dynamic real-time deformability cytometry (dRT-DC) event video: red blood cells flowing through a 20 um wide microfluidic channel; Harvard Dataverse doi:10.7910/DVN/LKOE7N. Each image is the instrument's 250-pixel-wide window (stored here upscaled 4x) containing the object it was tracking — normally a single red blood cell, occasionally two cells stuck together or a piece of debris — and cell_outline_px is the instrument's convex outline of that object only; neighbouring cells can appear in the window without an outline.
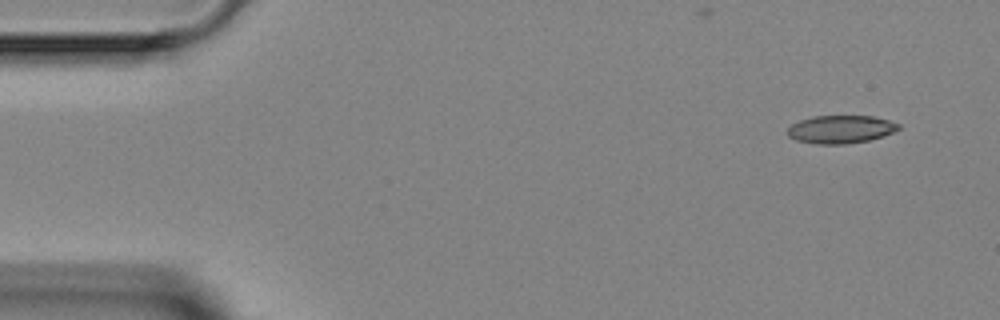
{"species": "Egyptian fruit bat (a non-hibernating species)", "species_latin": "Rousettus aegyptiacus", "temperature_condition": "room temperature", "stored_images_in_passage": 6, "camera_frame_rate_fps": 3000, "um_per_image_px": 0.085, "animal": {"sex": "female"}, "frame": {"image": 1, "passage_image": 2, "time_ms": 1.0, "image_size_px": [1000, 320], "cell_outline_px": [[900, 128], [896, 132], [868, 140], [844, 144], [816, 144], [796, 140], [788, 136], [788, 128], [792, 124], [800, 120], [812, 116], [872, 116], [888, 120], [900, 124]], "centroid_in_image_um": [71.47, 10.99], "position_along_channel_um": 13.5, "area_um2": 18.09}}
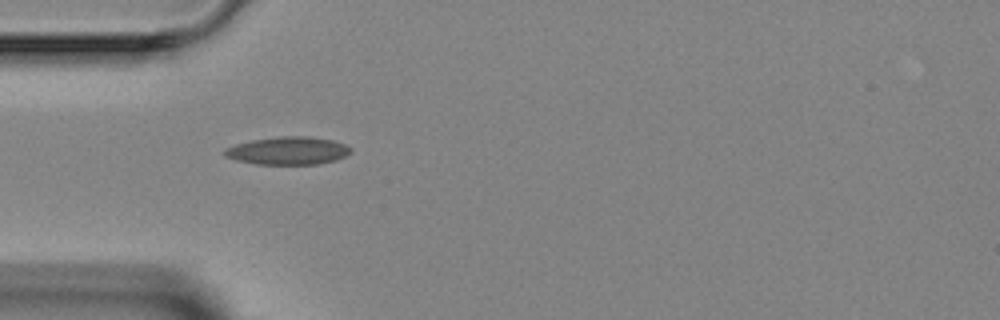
{"frame": {"image": 2, "passage_image": 5, "time_ms": 4.667, "image_size_px": [1000, 320], "cell_outline_px": [[352, 152], [336, 160], [320, 164], [256, 164], [236, 160], [224, 156], [224, 148], [236, 144], [252, 140], [276, 136], [312, 136], [332, 140], [344, 144], [352, 148]], "centroid_in_image_um": [24.48, 12.8], "position_along_channel_um": 60.5, "area_um2": 20.63}}
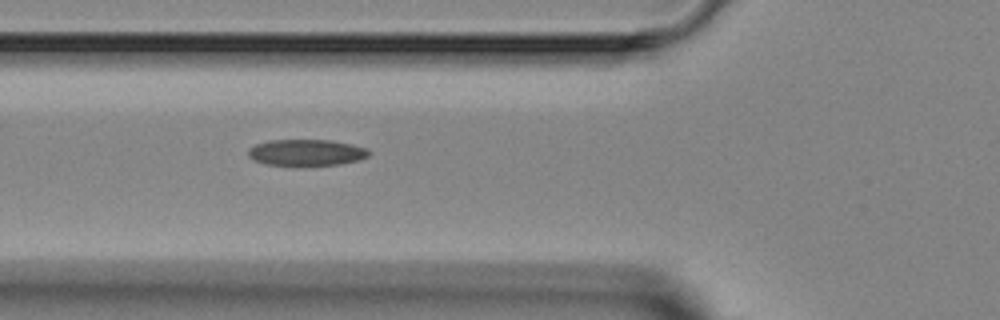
{"frame": {"image": 3, "passage_image": 6, "time_ms": 5.667, "image_size_px": [1000, 320], "cell_outline_px": [[372, 152], [368, 156], [360, 160], [340, 164], [264, 164], [252, 160], [248, 156], [248, 148], [256, 144], [268, 140], [332, 140], [352, 144], [368, 148]], "centroid_in_image_um": [26.06, 12.94], "position_along_channel_um": 99.7, "area_um2": 18.44}}